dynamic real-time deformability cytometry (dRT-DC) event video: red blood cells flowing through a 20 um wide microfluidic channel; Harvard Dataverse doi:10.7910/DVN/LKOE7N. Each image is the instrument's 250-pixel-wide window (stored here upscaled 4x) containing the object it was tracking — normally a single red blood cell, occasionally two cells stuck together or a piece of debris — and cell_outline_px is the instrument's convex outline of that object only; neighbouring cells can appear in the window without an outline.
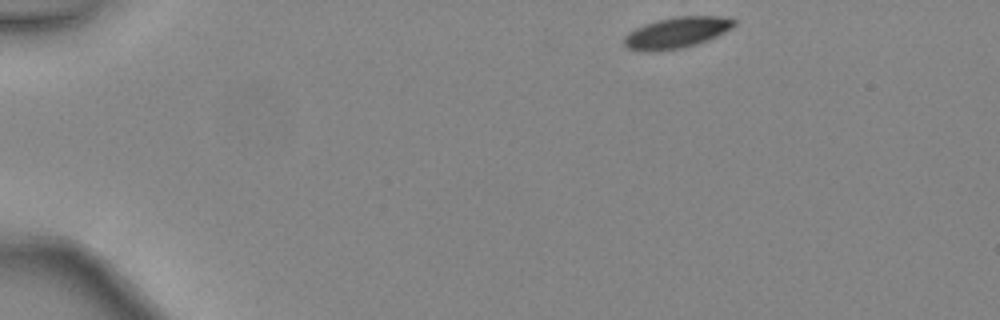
{"species": "common noctule bat (a hibernating species)", "species_latin": "Nyctalus noctula", "temperature_condition": "warm", "stored_images_in_passage": 40, "camera_frame_rate_fps": 3000, "um_per_image_px": 0.085, "animal": {"sex": "female", "body_mass_g": 24.6, "forearm_length_mm": 56.2}, "frame": {"image": 1, "passage_image": 1, "time_ms": 0.0, "image_size_px": [1000, 320], "cell_outline_px": [[736, 24], [732, 28], [708, 40], [696, 44], [680, 48], [648, 52], [628, 48], [624, 44], [624, 36], [628, 32], [644, 24], [656, 20], [676, 16], [716, 16], [736, 20]], "centroid_in_image_um": [57.5, 2.77], "position_along_channel_um": 27.5, "area_um2": 19.77}}
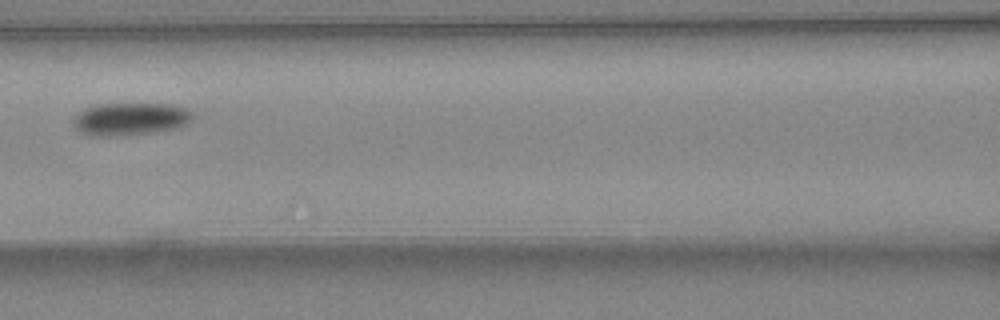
{"frame": {"image": 2, "passage_image": 16, "time_ms": 5.0, "image_size_px": [1000, 320], "cell_outline_px": [[196, 116], [188, 124], [176, 128], [152, 132], [112, 136], [92, 136], [80, 132], [72, 124], [72, 116], [84, 108], [92, 104], [172, 104], [196, 112]], "centroid_in_image_um": [11.07, 10.1], "position_along_channel_um": 155.5, "area_um2": 23.12}}
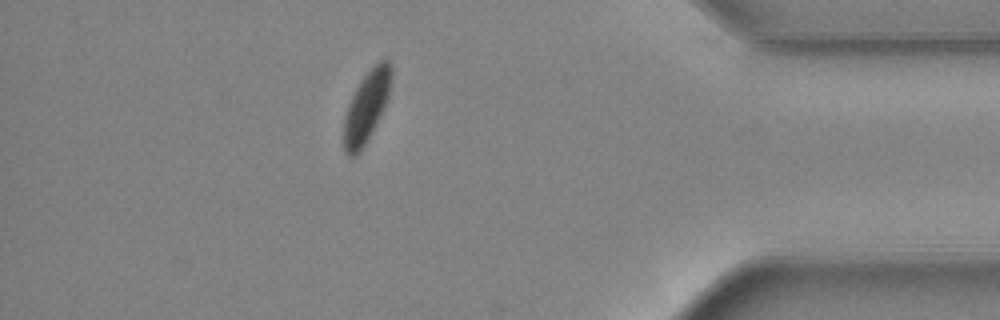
{"frame": {"image": 3, "passage_image": 35, "time_ms": 11.333, "image_size_px": [1000, 320], "cell_outline_px": [[392, 80], [388, 96], [384, 108], [360, 152], [356, 156], [348, 156], [344, 152], [344, 116], [348, 104], [360, 80], [380, 60], [388, 60], [392, 64]], "centroid_in_image_um": [31.15, 9.06], "position_along_channel_um": 404.0, "area_um2": 19.42}, "authors_computed_cell_mechanics": {"area_um2": 21.9062, "velocity_mm_per_s": 4.4586, "shape_relaxation_time_tau1_ms": 1.688, "shape_relaxation_time_tau2_ms": null, "deformation_change_tau1": 0.0894, "deformation_change_tau2": null}}